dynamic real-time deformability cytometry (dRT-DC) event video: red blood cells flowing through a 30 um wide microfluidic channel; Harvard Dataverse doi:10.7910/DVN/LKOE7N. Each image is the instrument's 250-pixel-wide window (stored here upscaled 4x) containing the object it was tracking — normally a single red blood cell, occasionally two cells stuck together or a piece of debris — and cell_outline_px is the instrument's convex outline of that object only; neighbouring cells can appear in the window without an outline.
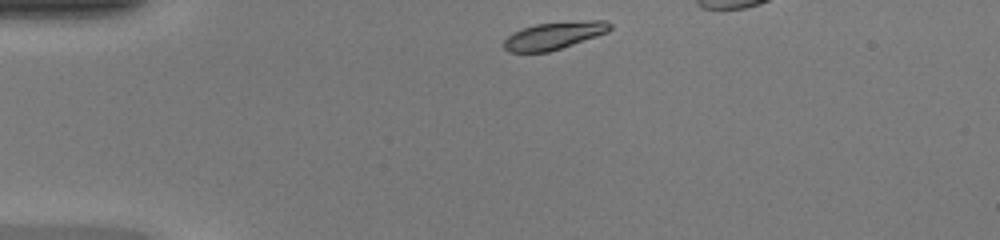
{"species": "common noctule bat (a hibernating species)", "species_latin": "Nyctalus noctula", "temperature_condition": "warm", "stored_images_in_passage": 32, "camera_frame_rate_fps": 3000, "um_per_image_px": 0.085, "animal": {"sex": "female", "body_mass_g": 20.0, "forearm_length_mm": 54.0}, "frame": {"image": 1, "passage_image": 1, "time_ms": 0.0, "image_size_px": [1000, 240], "cell_outline_px": [[612, 28], [608, 32], [548, 52], [508, 52], [504, 48], [504, 40], [512, 32], [536, 24], [588, 20], [608, 20], [612, 24]], "centroid_in_image_um": [47.11, 3.01], "position_along_channel_um": 37.9, "area_um2": 16.82}}
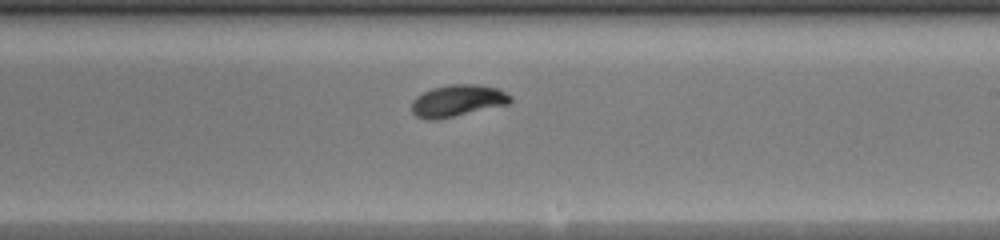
{"frame": {"image": 2, "passage_image": 19, "time_ms": 6.0, "image_size_px": [1000, 240], "cell_outline_px": [[512, 100], [508, 104], [436, 120], [428, 120], [416, 116], [412, 112], [412, 100], [416, 96], [432, 88], [448, 84], [476, 84], [500, 88], [512, 96]], "centroid_in_image_um": [38.9, 8.55], "position_along_channel_um": 250.1, "area_um2": 18.38}}
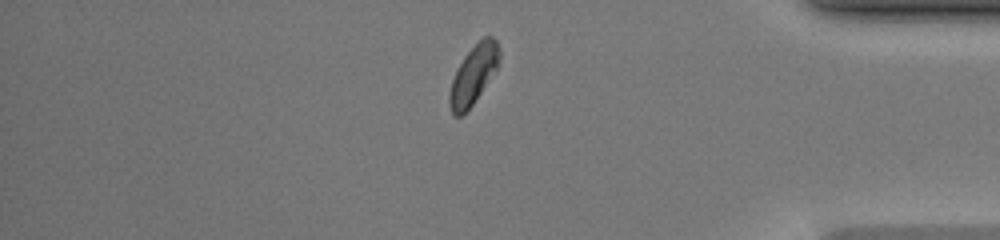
{"frame": {"image": 3, "passage_image": 31, "time_ms": 10.0, "image_size_px": [1000, 240], "cell_outline_px": [[500, 56], [496, 68], [472, 104], [460, 116], [452, 116], [448, 104], [448, 96], [452, 80], [464, 56], [484, 36], [492, 36], [496, 40], [500, 52]], "centroid_in_image_um": [40.21, 6.36], "position_along_channel_um": 395.0, "area_um2": 16.53}}